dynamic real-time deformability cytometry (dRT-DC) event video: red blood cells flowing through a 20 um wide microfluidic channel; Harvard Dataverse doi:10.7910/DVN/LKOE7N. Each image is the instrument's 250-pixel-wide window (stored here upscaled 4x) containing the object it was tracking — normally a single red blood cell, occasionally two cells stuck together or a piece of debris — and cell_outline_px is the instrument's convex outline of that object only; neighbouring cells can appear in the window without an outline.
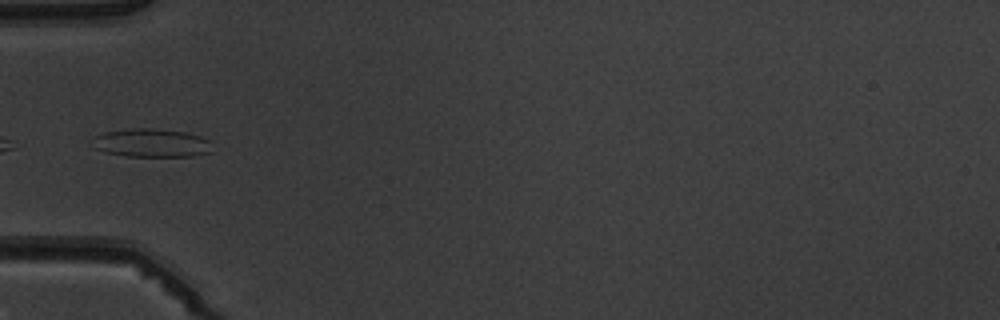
{"species": "common noctule bat (a hibernating species)", "species_latin": "Nyctalus noctula", "temperature_condition": "warm", "stored_images_in_passage": 4, "camera_frame_rate_fps": 3000, "um_per_image_px": 0.085, "animal": {"sex": "male", "body_mass_g": 19.5, "forearm_length_mm": 54.6}, "frame": {"image": 1, "passage_image": 4, "time_ms": 3.667, "image_size_px": [1000, 320], "cell_outline_px": [[212, 152], [192, 156], [128, 156], [104, 152], [88, 144], [88, 140], [104, 132], [132, 128], [152, 128], [184, 132], [200, 136], [208, 140]], "centroid_in_image_um": [12.8, 12.15], "position_along_channel_um": 72.2, "area_um2": 19.94}}